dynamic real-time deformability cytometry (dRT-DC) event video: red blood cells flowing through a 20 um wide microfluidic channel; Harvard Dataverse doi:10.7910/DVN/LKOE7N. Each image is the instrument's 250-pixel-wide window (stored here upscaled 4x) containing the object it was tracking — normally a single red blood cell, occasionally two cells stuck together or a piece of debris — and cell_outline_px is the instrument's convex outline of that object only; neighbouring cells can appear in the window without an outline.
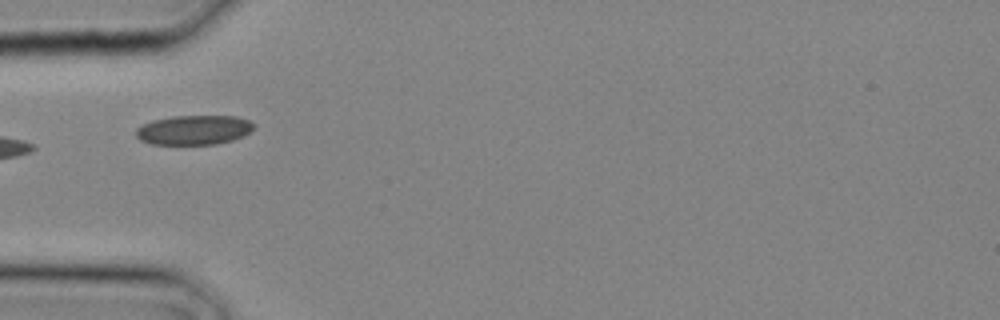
{"species": "common noctule bat (a hibernating species)", "species_latin": "Nyctalus noctula", "temperature_condition": "cold", "stored_images_in_passage": 2, "camera_frame_rate_fps": 3000, "um_per_image_px": 0.085, "animal": {"sex": "male", "body_mass_g": 20.4}, "frame": {"image": 1, "passage_image": 2, "time_ms": 0.333, "image_size_px": [1000, 320], "cell_outline_px": [[256, 124], [244, 136], [232, 140], [216, 144], [152, 144], [140, 140], [136, 136], [136, 128], [152, 120], [172, 116], [236, 116], [248, 120]], "centroid_in_image_um": [16.47, 11.04], "position_along_channel_um": 68.5, "area_um2": 20.23}}